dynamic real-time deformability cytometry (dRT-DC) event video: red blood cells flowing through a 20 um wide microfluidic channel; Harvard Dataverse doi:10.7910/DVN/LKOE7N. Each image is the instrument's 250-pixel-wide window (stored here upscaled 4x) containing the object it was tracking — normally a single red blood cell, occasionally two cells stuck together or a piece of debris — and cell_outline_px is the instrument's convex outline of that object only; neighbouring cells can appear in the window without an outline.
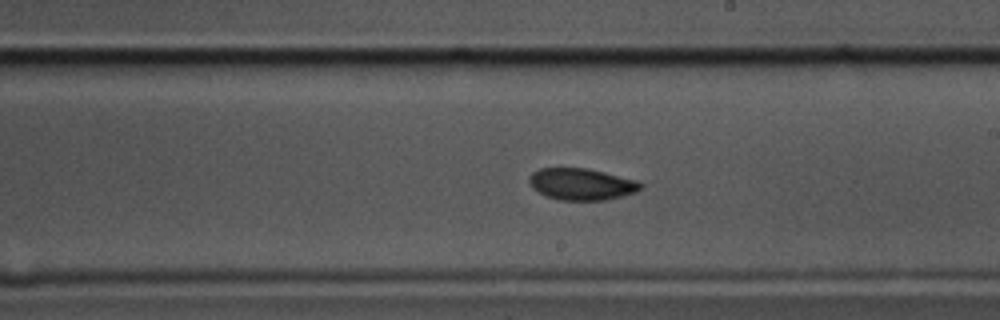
{"species": "common noctule bat (a hibernating species)", "species_latin": "Nyctalus noctula", "temperature_condition": "cold", "stored_images_in_passage": 58, "camera_frame_rate_fps": 3000, "um_per_image_px": 0.085, "animal": {"sex": "male", "body_mass_g": 17.5, "forearm_length_mm": 52.3}, "frame": {"image": 1, "passage_image": 33, "time_ms": 10.667, "image_size_px": [1000, 320], "cell_outline_px": [[644, 184], [636, 192], [604, 200], [560, 200], [548, 196], [532, 188], [528, 180], [528, 176], [532, 172], [540, 168], [588, 168], [640, 180]], "centroid_in_image_um": [49.45, 15.63], "position_along_channel_um": 239.6, "area_um2": 20.69}}
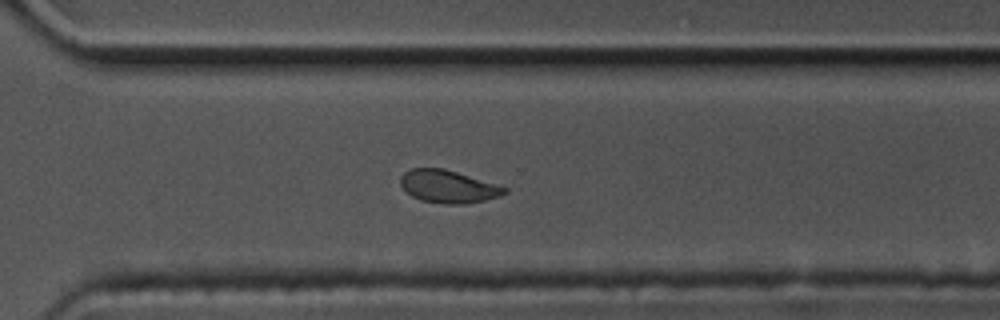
{"frame": {"image": 2, "passage_image": 41, "time_ms": 13.333, "image_size_px": [1000, 320], "cell_outline_px": [[508, 192], [500, 196], [484, 200], [464, 204], [440, 204], [420, 200], [412, 196], [400, 184], [400, 176], [404, 172], [412, 168], [444, 168], [508, 188]], "centroid_in_image_um": [38.08, 15.86], "position_along_channel_um": 332.5, "area_um2": 19.77}}
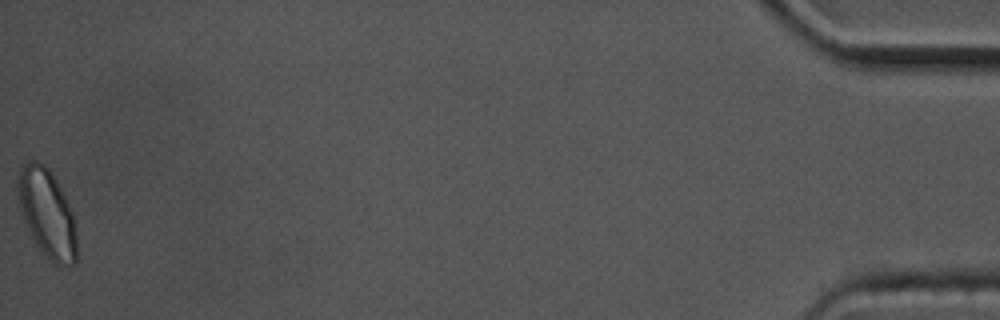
{"frame": {"image": 3, "passage_image": 58, "time_ms": 19.0, "image_size_px": [1000, 320], "cell_outline_px": [[76, 264], [56, 264], [36, 244], [24, 220], [16, 196], [16, 180], [20, 168], [28, 160], [36, 160], [44, 164], [48, 168], [56, 180], [68, 200], [72, 212], [76, 236]], "centroid_in_image_um": [3.97, 18.05], "position_along_channel_um": 431.2, "area_um2": 30.11}, "authors_computed_cell_mechanics": {"area_um2": 21.097, "velocity_mm_per_s": 3.484, "shape_relaxation_time_tau1_ms": 4.9709, "shape_relaxation_time_tau2_ms": null, "deformation_change_tau1": 0.1051, "deformation_change_tau2": null}}